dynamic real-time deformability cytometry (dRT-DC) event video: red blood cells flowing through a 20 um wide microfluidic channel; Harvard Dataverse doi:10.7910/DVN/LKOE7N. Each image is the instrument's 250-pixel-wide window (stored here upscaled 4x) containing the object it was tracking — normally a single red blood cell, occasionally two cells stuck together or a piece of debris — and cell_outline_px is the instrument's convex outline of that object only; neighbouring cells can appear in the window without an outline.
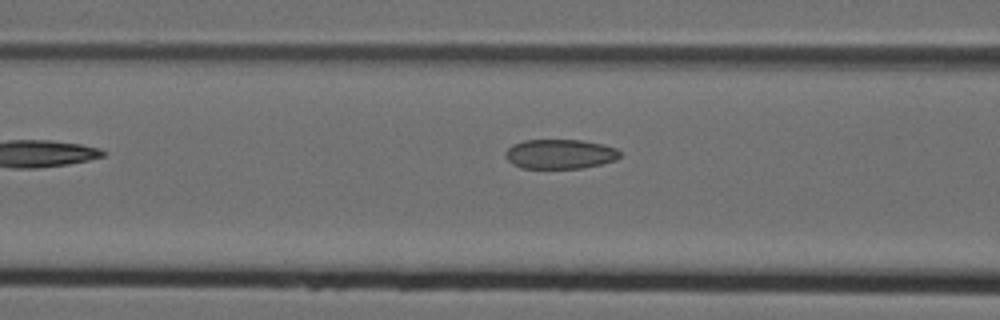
{"species": "Egyptian fruit bat (a non-hibernating species)", "species_latin": "Rousettus aegyptiacus", "temperature_condition": "cold", "stored_images_in_passage": 6, "camera_frame_rate_fps": 3000, "um_per_image_px": 0.085, "animal": {"sex": "female"}, "frame": {"image": 1, "passage_image": 5, "time_ms": 1.333, "image_size_px": [1000, 320], "cell_outline_px": [[620, 156], [616, 160], [600, 164], [580, 168], [520, 168], [512, 164], [504, 156], [504, 152], [512, 144], [524, 140], [580, 140], [604, 144], [616, 148], [620, 152]], "centroid_in_image_um": [47.57, 13.09], "position_along_channel_um": 119.0, "area_um2": 19.83}}
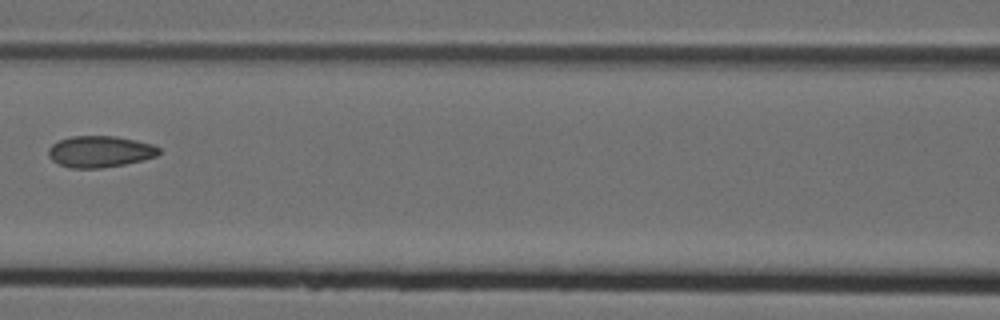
{"frame": {"image": 2, "passage_image": 6, "time_ms": 1.667, "image_size_px": [1000, 320], "cell_outline_px": [[160, 152], [156, 156], [124, 164], [100, 168], [68, 168], [52, 160], [48, 156], [48, 148], [52, 144], [60, 140], [72, 136], [116, 136], [136, 140], [152, 144], [160, 148]], "centroid_in_image_um": [8.47, 12.88], "position_along_channel_um": 158.1, "area_um2": 20.17}}